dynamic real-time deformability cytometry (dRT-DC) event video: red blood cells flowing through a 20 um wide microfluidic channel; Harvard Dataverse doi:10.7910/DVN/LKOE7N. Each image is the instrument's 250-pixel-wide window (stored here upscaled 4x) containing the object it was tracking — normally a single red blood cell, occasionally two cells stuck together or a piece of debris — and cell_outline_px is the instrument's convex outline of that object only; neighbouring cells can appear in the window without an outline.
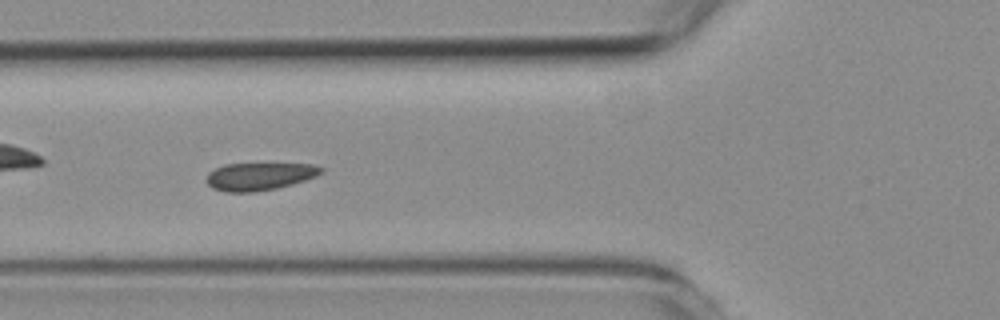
{"species": "common noctule bat (a hibernating species)", "species_latin": "Nyctalus noctula", "temperature_condition": "room temperature", "stored_images_in_passage": 6, "camera_frame_rate_fps": 3000, "um_per_image_px": 0.085, "animal": {"sex": "female", "body_mass_g": 19.3, "forearm_length_mm": 54.1}, "frame": {"image": 1, "passage_image": 5, "time_ms": 4.667, "image_size_px": [1000, 320], "cell_outline_px": [[324, 172], [316, 176], [292, 184], [276, 188], [256, 192], [224, 192], [212, 188], [204, 180], [208, 172], [224, 164], [316, 164], [324, 168]], "centroid_in_image_um": [22.03, 14.99], "position_along_channel_um": 103.8, "area_um2": 18.61}}
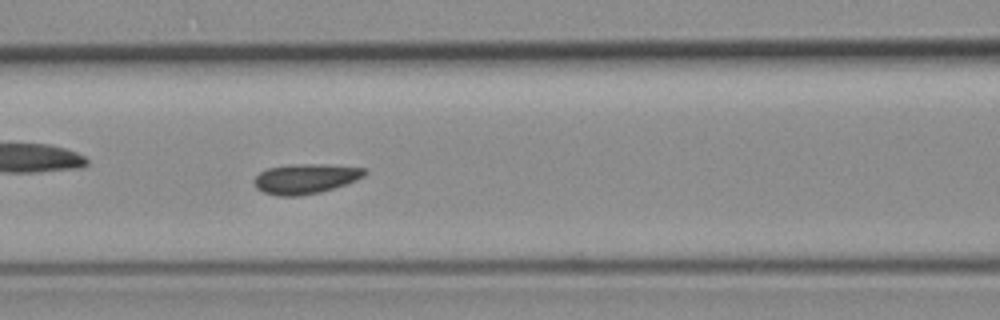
{"frame": {"image": 2, "passage_image": 6, "time_ms": 5.667, "image_size_px": [1000, 320], "cell_outline_px": [[368, 172], [364, 176], [356, 180], [320, 192], [300, 196], [276, 196], [264, 192], [256, 188], [252, 180], [260, 172], [268, 168], [292, 164], [324, 164], [368, 168]], "centroid_in_image_um": [25.96, 15.18], "position_along_channel_um": 140.6, "area_um2": 19.36}}